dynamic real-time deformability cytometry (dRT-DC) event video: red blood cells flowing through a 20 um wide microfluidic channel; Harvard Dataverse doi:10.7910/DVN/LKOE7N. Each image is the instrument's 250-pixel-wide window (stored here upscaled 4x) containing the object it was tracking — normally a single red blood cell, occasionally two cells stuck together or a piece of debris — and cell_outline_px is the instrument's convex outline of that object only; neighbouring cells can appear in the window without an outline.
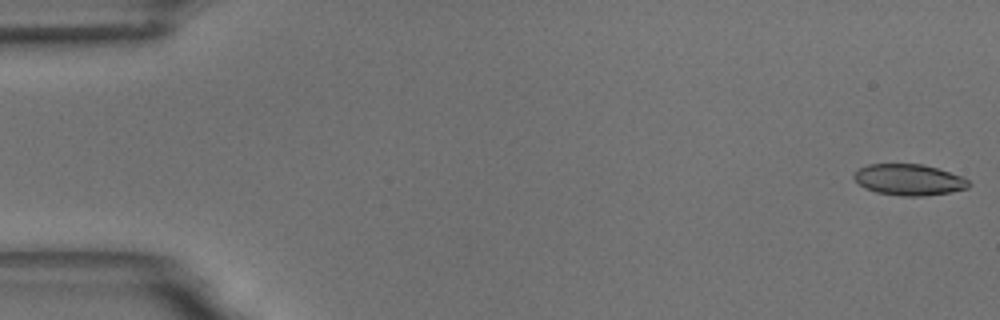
{"species": "common noctule bat (a hibernating species)", "species_latin": "Nyctalus noctula", "temperature_condition": "room temperature", "stored_images_in_passage": 55, "camera_frame_rate_fps": 3000, "um_per_image_px": 0.085, "animal": {"sex": "male", "body_mass_g": 18.8}, "frame": {"image": 1, "passage_image": 1, "time_ms": 0.0, "image_size_px": [1000, 320], "cell_outline_px": [[972, 184], [968, 188], [948, 192], [924, 196], [900, 196], [876, 192], [864, 188], [852, 176], [860, 168], [868, 164], [920, 164], [936, 168], [960, 176], [968, 180]], "centroid_in_image_um": [77.25, 15.28], "position_along_channel_um": 7.8, "area_um2": 20.63}}
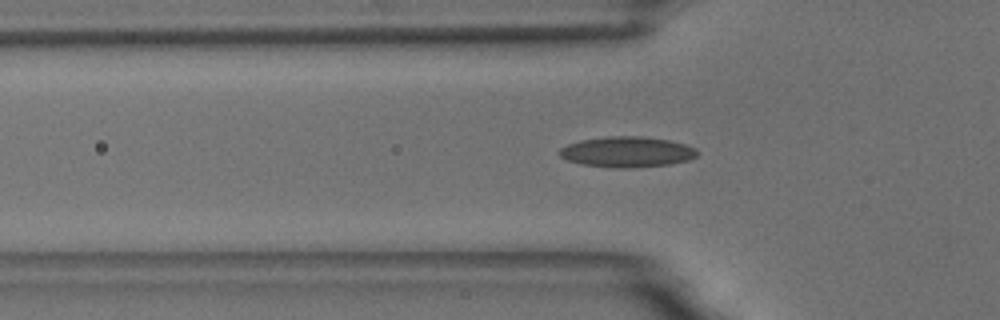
{"frame": {"image": 2, "passage_image": 18, "time_ms": 5.667, "image_size_px": [1000, 320], "cell_outline_px": [[696, 156], [688, 160], [668, 164], [632, 168], [612, 168], [580, 164], [568, 160], [560, 156], [560, 148], [568, 144], [580, 140], [608, 136], [640, 136], [668, 140], [684, 144], [696, 148]], "centroid_in_image_um": [53.27, 12.91], "position_along_channel_um": 72.5, "area_um2": 24.45}}
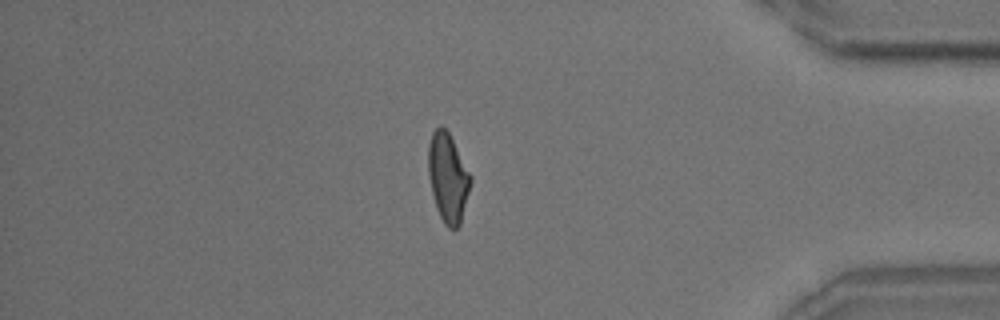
{"frame": {"image": 3, "passage_image": 47, "time_ms": 15.333, "image_size_px": [1000, 320], "cell_outline_px": [[472, 180], [460, 224], [456, 228], [448, 228], [444, 224], [436, 208], [432, 192], [428, 172], [428, 144], [432, 132], [440, 124], [448, 132], [472, 176]], "centroid_in_image_um": [38.07, 15.09], "position_along_channel_um": 397.1, "area_um2": 21.79}, "authors_computed_cell_mechanics": {"area_um2": 21.7328, "velocity_mm_per_s": 3.683, "shape_relaxation_time_tau1_ms": 5.4726, "shape_relaxation_time_tau2_ms": 1.9597, "deformation_change_tau1": 0.1622, "deformation_change_tau2": 0.0936}}